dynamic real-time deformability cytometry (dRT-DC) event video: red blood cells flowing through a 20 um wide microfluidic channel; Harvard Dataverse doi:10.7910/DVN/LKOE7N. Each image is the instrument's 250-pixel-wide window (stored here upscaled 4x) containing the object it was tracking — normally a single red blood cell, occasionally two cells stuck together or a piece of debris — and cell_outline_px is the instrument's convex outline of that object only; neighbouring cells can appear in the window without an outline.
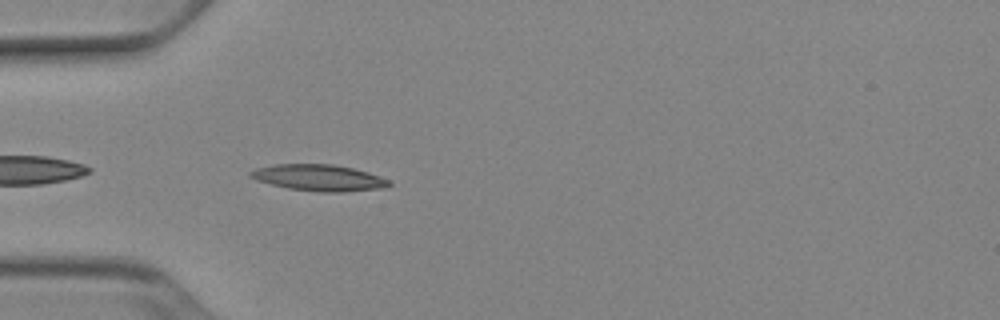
{"species": "Egyptian fruit bat (a non-hibernating species)", "species_latin": "Rousettus aegyptiacus", "temperature_condition": "cold", "stored_images_in_passage": 9, "camera_frame_rate_fps": 3000, "um_per_image_px": 0.085, "animal": {"sex": "female"}, "frame": {"image": 1, "passage_image": 3, "time_ms": 0.667, "image_size_px": [1000, 320], "cell_outline_px": [[392, 184], [384, 188], [344, 192], [320, 192], [288, 188], [256, 180], [248, 176], [248, 172], [256, 168], [272, 164], [332, 164], [352, 168], [368, 172], [388, 180]], "centroid_in_image_um": [27.07, 15.1], "position_along_channel_um": 57.9, "area_um2": 21.27}}
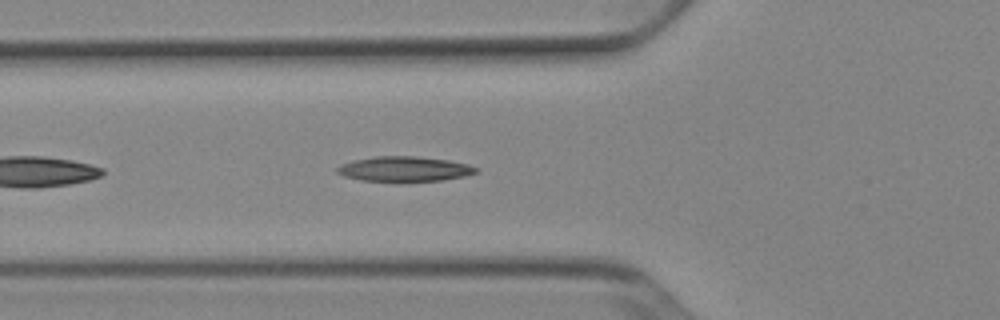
{"frame": {"image": 2, "passage_image": 6, "time_ms": 1.667, "image_size_px": [1000, 320], "cell_outline_px": [[480, 172], [464, 176], [440, 180], [364, 180], [344, 176], [336, 172], [336, 168], [340, 164], [352, 160], [376, 156], [416, 156], [448, 160], [468, 164], [480, 168]], "centroid_in_image_um": [34.39, 14.34], "position_along_channel_um": 91.4, "area_um2": 19.94}}